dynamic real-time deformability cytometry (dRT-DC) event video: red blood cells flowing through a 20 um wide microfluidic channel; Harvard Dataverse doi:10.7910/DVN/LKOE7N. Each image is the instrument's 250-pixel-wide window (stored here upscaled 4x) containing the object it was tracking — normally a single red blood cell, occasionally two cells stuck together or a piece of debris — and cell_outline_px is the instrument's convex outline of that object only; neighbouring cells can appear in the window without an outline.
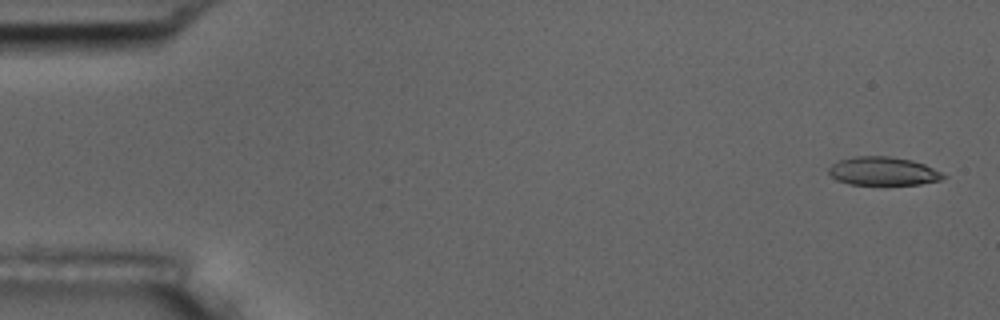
{"species": "common noctule bat (a hibernating species)", "species_latin": "Nyctalus noctula", "temperature_condition": "room temperature", "stored_images_in_passage": 6, "segment_of_instrument_passage": [2, 2], "camera_frame_rate_fps": 3000, "um_per_image_px": 0.085, "animal": {"sex": "male", "body_mass_g": 17.5, "forearm_length_mm": 52.3}, "frame": {"image": 1, "passage_image": 6, "time_ms": 6.667, "image_size_px": [1000, 320], "cell_outline_px": [[948, 176], [940, 180], [920, 184], [848, 184], [836, 180], [828, 172], [828, 168], [832, 164], [840, 160], [856, 156], [888, 156], [912, 160], [924, 164], [944, 172]], "centroid_in_image_um": [75.09, 14.55], "position_along_channel_um": 9.9, "area_um2": 19.02}}